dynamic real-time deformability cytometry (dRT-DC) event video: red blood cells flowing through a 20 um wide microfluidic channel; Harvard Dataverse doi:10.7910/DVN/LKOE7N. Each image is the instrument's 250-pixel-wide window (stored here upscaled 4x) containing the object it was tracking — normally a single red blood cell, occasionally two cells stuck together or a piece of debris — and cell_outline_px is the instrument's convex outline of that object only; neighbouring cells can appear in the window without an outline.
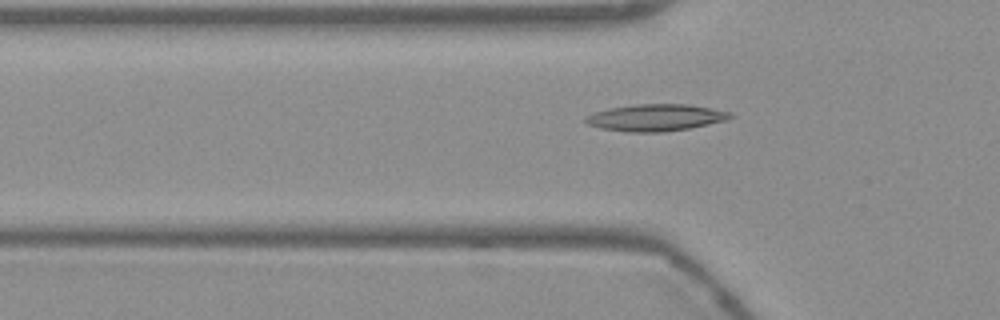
{"species": "Egyptian fruit bat (a non-hibernating species)", "species_latin": "Rousettus aegyptiacus", "temperature_condition": "warm", "stored_images_in_passage": 53, "camera_frame_rate_fps": 3000, "um_per_image_px": 0.085, "frame": {"image": 1, "passage_image": 17, "time_ms": 5.333, "image_size_px": [1000, 320], "cell_outline_px": [[732, 116], [728, 120], [688, 128], [664, 132], [628, 132], [600, 128], [588, 124], [584, 120], [588, 116], [596, 112], [608, 108], [636, 104], [688, 104], [712, 108], [732, 112]], "centroid_in_image_um": [55.76, 9.99], "position_along_channel_um": 70.0, "area_um2": 22.54}}
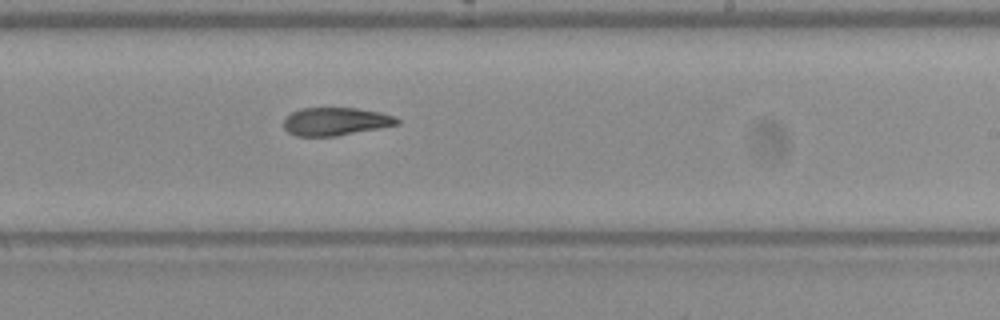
{"frame": {"image": 2, "passage_image": 32, "time_ms": 10.333, "image_size_px": [1000, 320], "cell_outline_px": [[400, 124], [336, 136], [296, 136], [288, 132], [284, 128], [284, 120], [292, 112], [300, 108], [356, 108], [380, 112], [396, 116], [400, 120]], "centroid_in_image_um": [28.54, 10.32], "position_along_channel_um": 260.5, "area_um2": 18.5}}
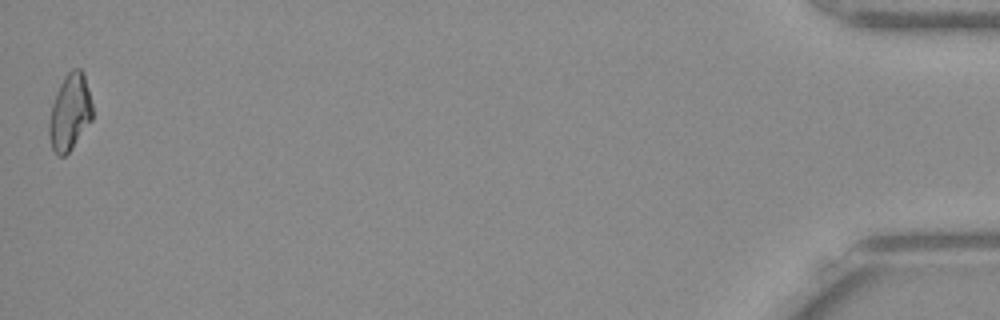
{"frame": {"image": 3, "passage_image": 53, "time_ms": 17.333, "image_size_px": [1000, 320], "cell_outline_px": [[92, 120], [72, 148], [64, 156], [56, 156], [52, 148], [48, 136], [48, 120], [52, 104], [56, 92], [64, 76], [72, 68], [80, 68], [84, 72], [92, 104]], "centroid_in_image_um": [5.92, 9.54], "position_along_channel_um": 429.3, "area_um2": 19.54}, "authors_computed_cell_mechanics": {"area_um2": 19.2474, "velocity_mm_per_s": 3.7939, "shape_relaxation_time_tau1_ms": null, "shape_relaxation_time_tau2_ms": 4.2205, "deformation_change_tau1": null, "deformation_change_tau2": 0.1362}}